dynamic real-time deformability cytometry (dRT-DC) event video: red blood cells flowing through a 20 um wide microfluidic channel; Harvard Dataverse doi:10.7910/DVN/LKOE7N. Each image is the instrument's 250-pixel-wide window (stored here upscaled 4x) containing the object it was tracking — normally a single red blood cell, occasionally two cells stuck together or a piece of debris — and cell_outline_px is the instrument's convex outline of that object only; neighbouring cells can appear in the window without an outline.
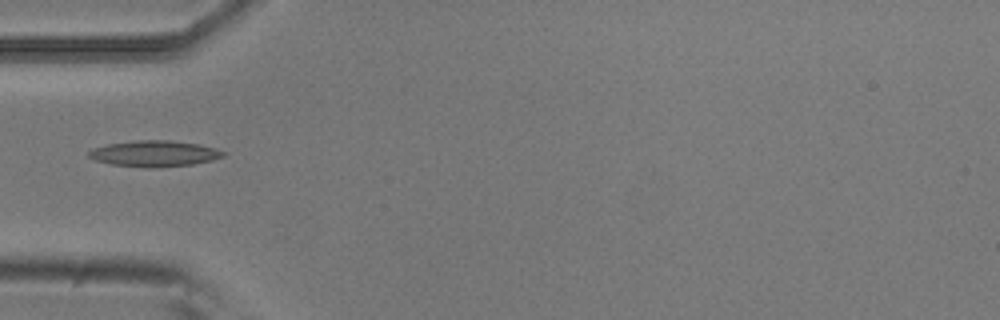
{"species": "common noctule bat (a hibernating species)", "species_latin": "Nyctalus noctula", "temperature_condition": "room temperature", "stored_images_in_passage": 5, "camera_frame_rate_fps": 3000, "um_per_image_px": 0.085, "animal": {"sex": "male", "body_mass_g": 20.5, "forearm_length_mm": 52.5}, "frame": {"image": 1, "passage_image": 4, "time_ms": 1.0, "image_size_px": [1000, 320], "cell_outline_px": [[224, 156], [212, 160], [192, 164], [156, 168], [144, 168], [112, 164], [96, 160], [88, 156], [88, 152], [92, 148], [108, 144], [136, 140], [168, 140], [200, 144], [216, 148], [224, 152]], "centroid_in_image_um": [13.12, 13.05], "position_along_channel_um": 71.9, "area_um2": 20.4}}
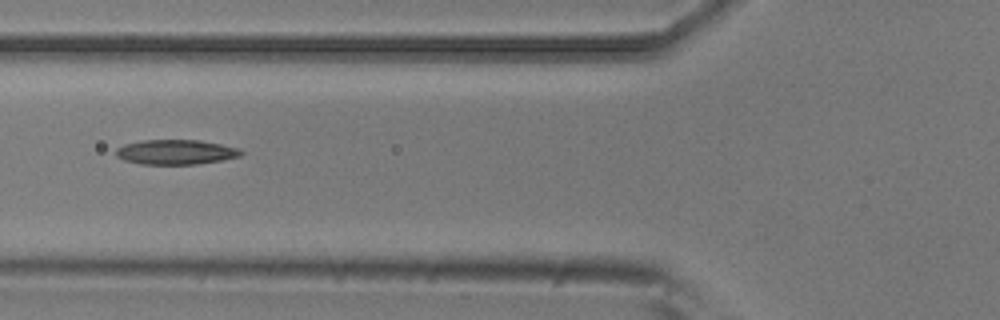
{"frame": {"image": 2, "passage_image": 5, "time_ms": 1.333, "image_size_px": [1000, 320], "cell_outline_px": [[244, 152], [240, 156], [220, 160], [196, 164], [140, 164], [124, 160], [116, 156], [116, 148], [124, 144], [140, 140], [200, 140], [240, 148]], "centroid_in_image_um": [14.92, 12.92], "position_along_channel_um": 110.9, "area_um2": 18.09}}